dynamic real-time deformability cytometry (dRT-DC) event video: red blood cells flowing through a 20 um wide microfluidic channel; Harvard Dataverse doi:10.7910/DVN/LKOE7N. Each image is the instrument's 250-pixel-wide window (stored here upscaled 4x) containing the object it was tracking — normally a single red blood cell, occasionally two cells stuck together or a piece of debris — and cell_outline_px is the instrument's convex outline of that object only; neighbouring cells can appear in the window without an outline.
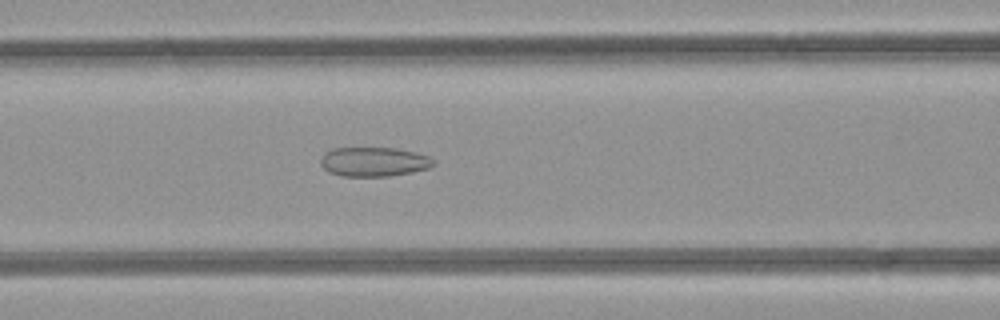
{"species": "common noctule bat (a hibernating species)", "species_latin": "Nyctalus noctula", "temperature_condition": "room temperature", "stored_images_in_passage": 38, "camera_frame_rate_fps": 3000, "um_per_image_px": 0.085, "animal": {"sex": "female", "body_mass_g": 21.9}, "frame": {"image": 1, "passage_image": 16, "time_ms": 5.0, "image_size_px": [1000, 320], "cell_outline_px": [[436, 164], [428, 168], [412, 172], [388, 176], [340, 176], [328, 172], [320, 164], [320, 156], [324, 152], [332, 148], [392, 148], [412, 152], [428, 156], [436, 160]], "centroid_in_image_um": [31.73, 13.75], "position_along_channel_um": 134.9, "area_um2": 19.36}}
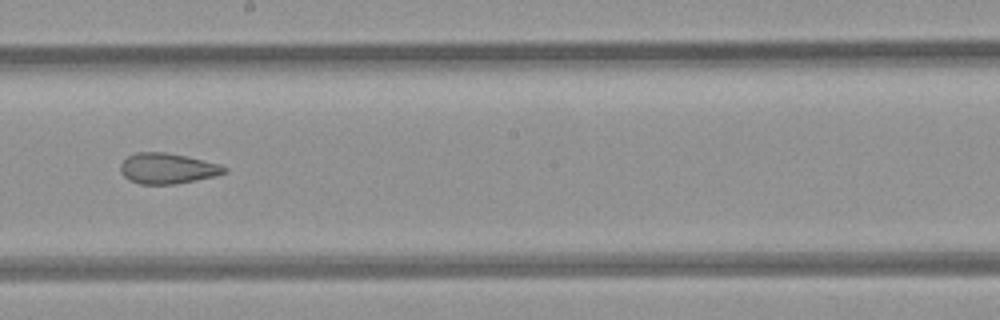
{"frame": {"image": 2, "passage_image": 23, "time_ms": 7.333, "image_size_px": [1000, 320], "cell_outline_px": [[228, 172], [196, 180], [176, 184], [140, 184], [128, 180], [120, 172], [120, 164], [128, 156], [136, 152], [164, 152], [188, 156], [220, 164], [228, 168]], "centroid_in_image_um": [14.23, 14.31], "position_along_channel_um": 234.0, "area_um2": 18.61}}
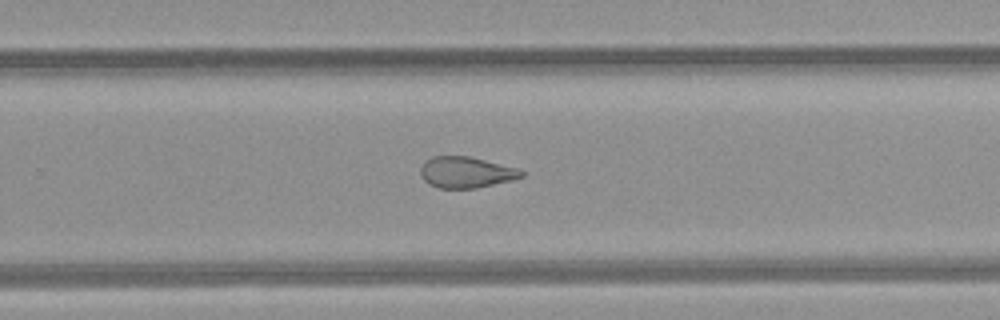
{"frame": {"image": 3, "passage_image": 27, "time_ms": 8.667, "image_size_px": [1000, 320], "cell_outline_px": [[524, 176], [512, 180], [476, 188], [440, 188], [428, 184], [420, 176], [420, 168], [432, 156], [468, 156], [516, 168], [524, 172]], "centroid_in_image_um": [39.59, 14.65], "position_along_channel_um": 290.2, "area_um2": 18.09}, "authors_computed_cell_mechanics": {"area_um2": 20.8947, "velocity_mm_per_s": 4.2539, "shape_relaxation_time_tau1_ms": null, "shape_relaxation_time_tau2_ms": 2.6271, "deformation_change_tau1": null, "deformation_change_tau2": 0.0935}}